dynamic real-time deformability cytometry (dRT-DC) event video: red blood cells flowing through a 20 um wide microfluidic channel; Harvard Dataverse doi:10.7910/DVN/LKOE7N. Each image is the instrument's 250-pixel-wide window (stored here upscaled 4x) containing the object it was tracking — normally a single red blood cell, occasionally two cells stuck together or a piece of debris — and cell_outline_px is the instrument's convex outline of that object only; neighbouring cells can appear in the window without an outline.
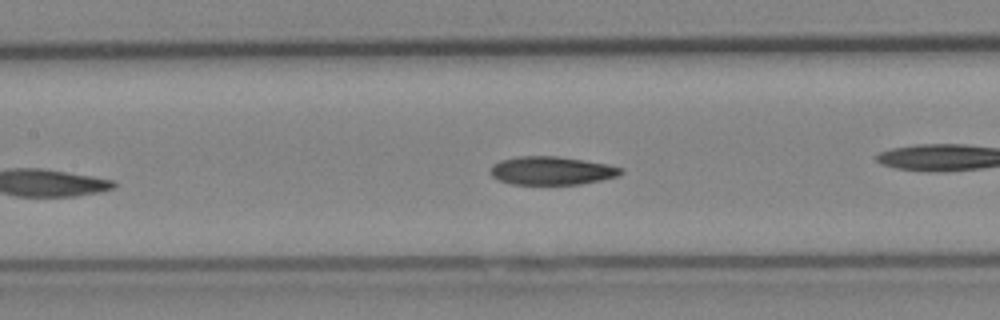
{"species": "Egyptian fruit bat (a non-hibernating species)", "species_latin": "Rousettus aegyptiacus", "temperature_condition": "cold", "stored_images_in_passage": 35, "camera_frame_rate_fps": 3000, "um_per_image_px": 0.085, "animal": {"sex": "female"}, "frame": {"image": 1, "passage_image": 14, "time_ms": 4.333, "image_size_px": [1000, 320], "cell_outline_px": [[624, 172], [620, 176], [580, 184], [512, 184], [500, 180], [492, 176], [492, 164], [500, 160], [520, 156], [556, 156], [584, 160], [608, 164], [624, 168]], "centroid_in_image_um": [46.95, 14.5], "position_along_channel_um": 160.5, "area_um2": 21.5}}
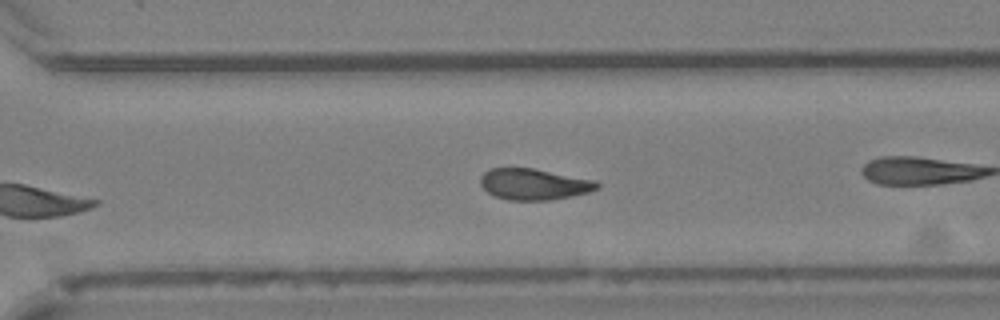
{"frame": {"image": 2, "passage_image": 26, "time_ms": 8.333, "image_size_px": [1000, 320], "cell_outline_px": [[600, 188], [588, 192], [572, 196], [552, 200], [508, 200], [496, 196], [488, 192], [480, 184], [480, 176], [488, 168], [532, 168], [596, 180], [600, 184]], "centroid_in_image_um": [45.39, 15.65], "position_along_channel_um": 325.2, "area_um2": 21.27}, "authors_computed_cell_mechanics": {"area_um2": 21.3282, "velocity_mm_per_s": 4.1241, "shape_relaxation_time_tau1_ms": 7.624, "shape_relaxation_time_tau2_ms": 5.4751, "deformation_change_tau1": 0.1764, "deformation_change_tau2": 0.1205}}